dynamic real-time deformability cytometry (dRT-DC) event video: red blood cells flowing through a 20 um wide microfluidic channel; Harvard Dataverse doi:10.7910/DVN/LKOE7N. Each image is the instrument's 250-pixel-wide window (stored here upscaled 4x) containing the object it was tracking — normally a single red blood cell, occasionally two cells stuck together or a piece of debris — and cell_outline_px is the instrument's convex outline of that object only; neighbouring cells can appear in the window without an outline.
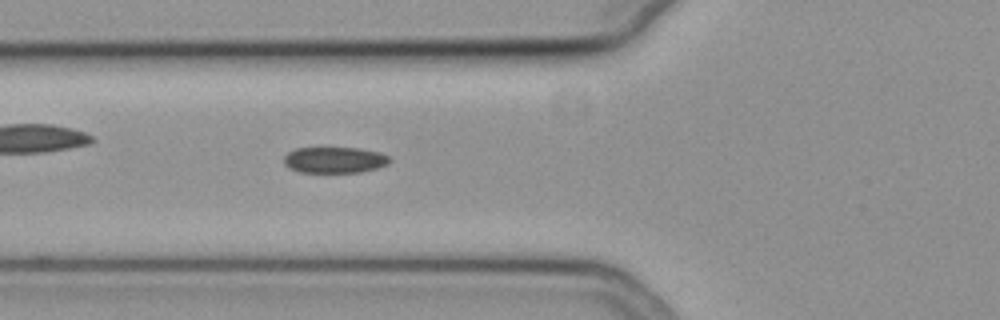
{"species": "common noctule bat (a hibernating species)", "species_latin": "Nyctalus noctula", "temperature_condition": "cold", "stored_images_in_passage": 38, "camera_frame_rate_fps": 3000, "um_per_image_px": 0.085, "animal": {"sex": "female", "body_mass_g": 19.3, "forearm_length_mm": 54.1}, "frame": {"image": 1, "passage_image": 4, "time_ms": 1.0, "image_size_px": [1000, 320], "cell_outline_px": [[392, 160], [388, 164], [376, 168], [360, 172], [300, 172], [288, 168], [284, 164], [284, 156], [288, 152], [296, 148], [360, 148], [380, 152], [388, 156]], "centroid_in_image_um": [28.44, 13.59], "position_along_channel_um": 97.4, "area_um2": 16.13}}
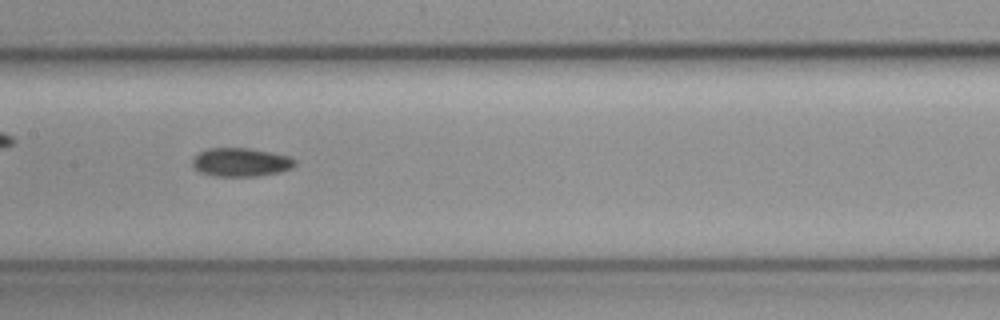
{"frame": {"image": 2, "passage_image": 11, "time_ms": 3.333, "image_size_px": [1000, 320], "cell_outline_px": [[296, 164], [292, 168], [280, 172], [256, 176], [216, 176], [200, 172], [192, 164], [192, 160], [200, 152], [208, 148], [248, 148], [288, 156], [296, 160]], "centroid_in_image_um": [20.48, 13.79], "position_along_channel_um": 186.9, "area_um2": 16.88}}
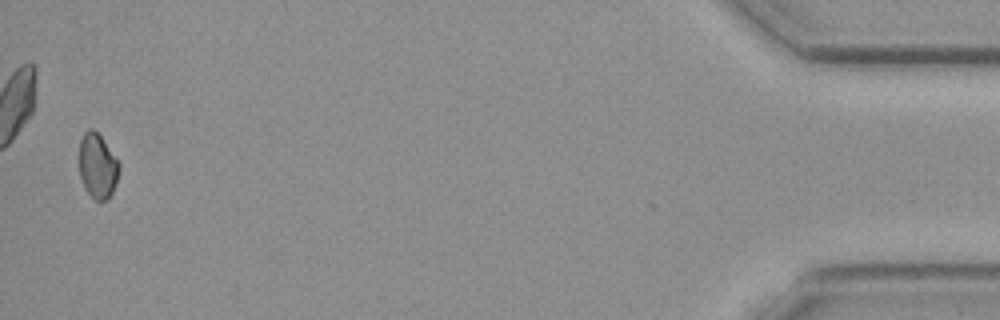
{"frame": {"image": 3, "passage_image": 37, "time_ms": 12.0, "image_size_px": [1000, 320], "cell_outline_px": [[120, 168], [116, 184], [108, 200], [96, 200], [84, 188], [80, 176], [80, 140], [84, 132], [88, 128], [92, 128], [100, 136], [120, 164]], "centroid_in_image_um": [8.3, 14.12], "position_along_channel_um": 426.9, "area_um2": 14.91}, "authors_computed_cell_mechanics": {"area_um2": 16.4152, "velocity_mm_per_s": 3.8184, "shape_relaxation_time_tau1_ms": 5.9111, "shape_relaxation_time_tau2_ms": 3.9776, "deformation_change_tau1": 0.1085, "deformation_change_tau2": 0.0695}}